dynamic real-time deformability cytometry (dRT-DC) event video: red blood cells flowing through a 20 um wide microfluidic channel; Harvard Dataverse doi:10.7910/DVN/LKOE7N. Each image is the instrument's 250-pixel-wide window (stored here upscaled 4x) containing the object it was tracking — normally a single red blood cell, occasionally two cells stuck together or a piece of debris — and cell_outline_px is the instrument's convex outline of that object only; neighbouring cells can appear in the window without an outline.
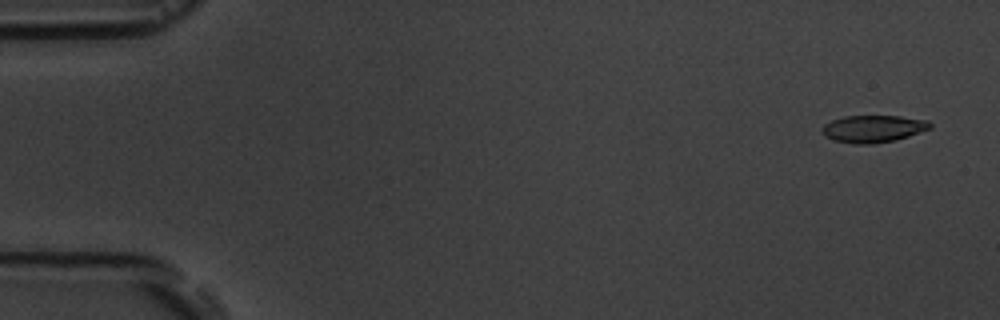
{"species": "common noctule bat (a hibernating species)", "species_latin": "Nyctalus noctula", "temperature_condition": "room temperature", "stored_images_in_passage": 4, "camera_frame_rate_fps": 3000, "um_per_image_px": 0.085, "animal": {"sex": "male", "body_mass_g": 19.5, "forearm_length_mm": 54.6}, "frame": {"image": 1, "passage_image": 1, "time_ms": 0.0, "image_size_px": [1000, 320], "cell_outline_px": [[932, 128], [908, 136], [892, 140], [872, 144], [856, 144], [836, 140], [824, 136], [820, 128], [824, 124], [832, 120], [844, 116], [900, 116], [928, 120], [932, 124]], "centroid_in_image_um": [74.22, 10.93], "position_along_channel_um": 10.8, "area_um2": 17.05}}
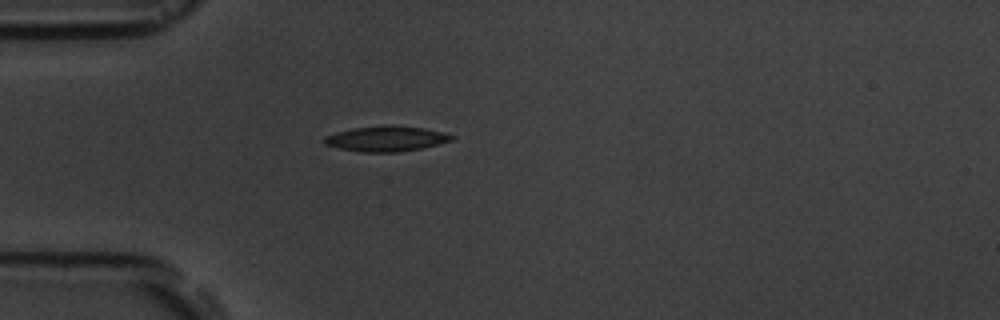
{"frame": {"image": 2, "passage_image": 4, "time_ms": 4.333, "image_size_px": [1000, 320], "cell_outline_px": [[456, 136], [452, 140], [420, 148], [400, 152], [360, 152], [340, 148], [324, 144], [324, 136], [336, 132], [352, 128], [384, 124], [388, 124], [424, 128], [444, 132]], "centroid_in_image_um": [32.81, 11.77], "position_along_channel_um": 52.2, "area_um2": 18.9}}